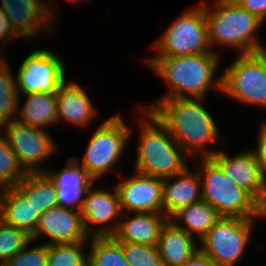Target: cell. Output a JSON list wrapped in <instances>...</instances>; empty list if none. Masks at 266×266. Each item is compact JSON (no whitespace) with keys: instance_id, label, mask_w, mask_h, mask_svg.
I'll list each match as a JSON object with an SVG mask.
<instances>
[{"instance_id":"cell-1","label":"cell","mask_w":266,"mask_h":266,"mask_svg":"<svg viewBox=\"0 0 266 266\" xmlns=\"http://www.w3.org/2000/svg\"><path fill=\"white\" fill-rule=\"evenodd\" d=\"M202 101V98H169L141 107L157 115L186 154L201 153L205 158L216 152L206 147L219 141L221 135L214 118L200 104Z\"/></svg>"},{"instance_id":"cell-2","label":"cell","mask_w":266,"mask_h":266,"mask_svg":"<svg viewBox=\"0 0 266 266\" xmlns=\"http://www.w3.org/2000/svg\"><path fill=\"white\" fill-rule=\"evenodd\" d=\"M219 60L218 53H198L178 57H151L145 59V62L169 83L166 94L158 99L163 101L169 98L204 99L212 85L221 91V76L215 77Z\"/></svg>"},{"instance_id":"cell-3","label":"cell","mask_w":266,"mask_h":266,"mask_svg":"<svg viewBox=\"0 0 266 266\" xmlns=\"http://www.w3.org/2000/svg\"><path fill=\"white\" fill-rule=\"evenodd\" d=\"M139 110L147 119L140 123L136 171L160 178L183 172L188 167L186 153L173 139L167 126L152 110L140 106Z\"/></svg>"},{"instance_id":"cell-4","label":"cell","mask_w":266,"mask_h":266,"mask_svg":"<svg viewBox=\"0 0 266 266\" xmlns=\"http://www.w3.org/2000/svg\"><path fill=\"white\" fill-rule=\"evenodd\" d=\"M203 6L208 24V40L210 47L214 44H224L234 47L239 54L254 53L266 50L265 45L260 44L256 31L263 22L255 15L250 14L233 0H216L214 11L205 1Z\"/></svg>"},{"instance_id":"cell-5","label":"cell","mask_w":266,"mask_h":266,"mask_svg":"<svg viewBox=\"0 0 266 266\" xmlns=\"http://www.w3.org/2000/svg\"><path fill=\"white\" fill-rule=\"evenodd\" d=\"M199 167L202 200L213 206L221 216L266 217V210L245 190L237 187L211 158H202Z\"/></svg>"},{"instance_id":"cell-6","label":"cell","mask_w":266,"mask_h":266,"mask_svg":"<svg viewBox=\"0 0 266 266\" xmlns=\"http://www.w3.org/2000/svg\"><path fill=\"white\" fill-rule=\"evenodd\" d=\"M131 132L118 114L109 117L98 126L87 145L80 165L94 181L100 180L108 171H114L122 177L113 167L122 157L131 138Z\"/></svg>"},{"instance_id":"cell-7","label":"cell","mask_w":266,"mask_h":266,"mask_svg":"<svg viewBox=\"0 0 266 266\" xmlns=\"http://www.w3.org/2000/svg\"><path fill=\"white\" fill-rule=\"evenodd\" d=\"M151 46L155 57H178L198 53H217L210 47L208 24L202 5L180 15Z\"/></svg>"},{"instance_id":"cell-8","label":"cell","mask_w":266,"mask_h":266,"mask_svg":"<svg viewBox=\"0 0 266 266\" xmlns=\"http://www.w3.org/2000/svg\"><path fill=\"white\" fill-rule=\"evenodd\" d=\"M221 92L239 103L266 107V50L237 55L221 75Z\"/></svg>"},{"instance_id":"cell-9","label":"cell","mask_w":266,"mask_h":266,"mask_svg":"<svg viewBox=\"0 0 266 266\" xmlns=\"http://www.w3.org/2000/svg\"><path fill=\"white\" fill-rule=\"evenodd\" d=\"M254 218L225 217L208 230L199 249L217 266H234L243 256Z\"/></svg>"},{"instance_id":"cell-10","label":"cell","mask_w":266,"mask_h":266,"mask_svg":"<svg viewBox=\"0 0 266 266\" xmlns=\"http://www.w3.org/2000/svg\"><path fill=\"white\" fill-rule=\"evenodd\" d=\"M61 59L51 50H33L20 64L15 76L18 94L57 93L66 81Z\"/></svg>"},{"instance_id":"cell-11","label":"cell","mask_w":266,"mask_h":266,"mask_svg":"<svg viewBox=\"0 0 266 266\" xmlns=\"http://www.w3.org/2000/svg\"><path fill=\"white\" fill-rule=\"evenodd\" d=\"M1 128L6 130L4 136L26 173L46 171L39 165L54 155L58 147L48 131L18 120L6 123Z\"/></svg>"},{"instance_id":"cell-12","label":"cell","mask_w":266,"mask_h":266,"mask_svg":"<svg viewBox=\"0 0 266 266\" xmlns=\"http://www.w3.org/2000/svg\"><path fill=\"white\" fill-rule=\"evenodd\" d=\"M92 187L93 184L87 189L81 209L85 231L90 237L112 236L118 227L119 218L123 217L118 192L116 188L112 193ZM113 221L116 222L112 225ZM91 224L97 227L92 228Z\"/></svg>"},{"instance_id":"cell-13","label":"cell","mask_w":266,"mask_h":266,"mask_svg":"<svg viewBox=\"0 0 266 266\" xmlns=\"http://www.w3.org/2000/svg\"><path fill=\"white\" fill-rule=\"evenodd\" d=\"M211 158L233 183L248 192L266 210V179L261 173L253 150L229 157L216 151Z\"/></svg>"},{"instance_id":"cell-14","label":"cell","mask_w":266,"mask_h":266,"mask_svg":"<svg viewBox=\"0 0 266 266\" xmlns=\"http://www.w3.org/2000/svg\"><path fill=\"white\" fill-rule=\"evenodd\" d=\"M49 237L46 244L88 242L81 211L73 208L55 206L40 215L32 241L41 236Z\"/></svg>"},{"instance_id":"cell-15","label":"cell","mask_w":266,"mask_h":266,"mask_svg":"<svg viewBox=\"0 0 266 266\" xmlns=\"http://www.w3.org/2000/svg\"><path fill=\"white\" fill-rule=\"evenodd\" d=\"M125 179L115 186L122 214L126 210L162 213L163 178L136 171L134 176Z\"/></svg>"},{"instance_id":"cell-16","label":"cell","mask_w":266,"mask_h":266,"mask_svg":"<svg viewBox=\"0 0 266 266\" xmlns=\"http://www.w3.org/2000/svg\"><path fill=\"white\" fill-rule=\"evenodd\" d=\"M1 4L0 9L6 14L20 37H37L38 32L40 30L42 32L43 29L48 32L46 29L51 30L52 21L56 20L53 8L50 7L51 3L49 5L42 0H1Z\"/></svg>"},{"instance_id":"cell-17","label":"cell","mask_w":266,"mask_h":266,"mask_svg":"<svg viewBox=\"0 0 266 266\" xmlns=\"http://www.w3.org/2000/svg\"><path fill=\"white\" fill-rule=\"evenodd\" d=\"M76 157L70 158L60 171L46 168L45 173L56 187L58 206L69 207L81 211L87 189L95 182L81 167Z\"/></svg>"},{"instance_id":"cell-18","label":"cell","mask_w":266,"mask_h":266,"mask_svg":"<svg viewBox=\"0 0 266 266\" xmlns=\"http://www.w3.org/2000/svg\"><path fill=\"white\" fill-rule=\"evenodd\" d=\"M200 188L202 186L198 169L192 172L187 167L179 174L163 178L162 213L169 218L178 209L200 201Z\"/></svg>"},{"instance_id":"cell-19","label":"cell","mask_w":266,"mask_h":266,"mask_svg":"<svg viewBox=\"0 0 266 266\" xmlns=\"http://www.w3.org/2000/svg\"><path fill=\"white\" fill-rule=\"evenodd\" d=\"M58 122L66 120L70 124L83 127L92 123L97 109L81 85L65 81L56 93Z\"/></svg>"},{"instance_id":"cell-20","label":"cell","mask_w":266,"mask_h":266,"mask_svg":"<svg viewBox=\"0 0 266 266\" xmlns=\"http://www.w3.org/2000/svg\"><path fill=\"white\" fill-rule=\"evenodd\" d=\"M169 218L164 213L144 212L119 221L112 235L119 242L157 246L163 226Z\"/></svg>"},{"instance_id":"cell-21","label":"cell","mask_w":266,"mask_h":266,"mask_svg":"<svg viewBox=\"0 0 266 266\" xmlns=\"http://www.w3.org/2000/svg\"><path fill=\"white\" fill-rule=\"evenodd\" d=\"M157 248L163 266H183L199 250L195 238L170 220L161 230Z\"/></svg>"},{"instance_id":"cell-22","label":"cell","mask_w":266,"mask_h":266,"mask_svg":"<svg viewBox=\"0 0 266 266\" xmlns=\"http://www.w3.org/2000/svg\"><path fill=\"white\" fill-rule=\"evenodd\" d=\"M0 191V219L7 225L23 229L32 235L40 214L15 187L3 188Z\"/></svg>"},{"instance_id":"cell-23","label":"cell","mask_w":266,"mask_h":266,"mask_svg":"<svg viewBox=\"0 0 266 266\" xmlns=\"http://www.w3.org/2000/svg\"><path fill=\"white\" fill-rule=\"evenodd\" d=\"M221 218L217 210L204 200L184 206L174 212L169 220L177 227L183 229L193 238L200 240L206 235L208 230ZM181 219V220H180ZM184 222L183 225L177 222Z\"/></svg>"},{"instance_id":"cell-24","label":"cell","mask_w":266,"mask_h":266,"mask_svg":"<svg viewBox=\"0 0 266 266\" xmlns=\"http://www.w3.org/2000/svg\"><path fill=\"white\" fill-rule=\"evenodd\" d=\"M21 108L18 106L17 120L21 123L45 129L49 125L58 123L56 93H31Z\"/></svg>"},{"instance_id":"cell-25","label":"cell","mask_w":266,"mask_h":266,"mask_svg":"<svg viewBox=\"0 0 266 266\" xmlns=\"http://www.w3.org/2000/svg\"><path fill=\"white\" fill-rule=\"evenodd\" d=\"M15 188L30 201L40 215L48 209L58 206L56 187L45 172L26 173Z\"/></svg>"},{"instance_id":"cell-26","label":"cell","mask_w":266,"mask_h":266,"mask_svg":"<svg viewBox=\"0 0 266 266\" xmlns=\"http://www.w3.org/2000/svg\"><path fill=\"white\" fill-rule=\"evenodd\" d=\"M1 54L2 53H0V127L6 123L17 120L16 116L19 114L18 106L20 101L16 78H14V74L11 73V69L8 67V61H6L3 54Z\"/></svg>"},{"instance_id":"cell-27","label":"cell","mask_w":266,"mask_h":266,"mask_svg":"<svg viewBox=\"0 0 266 266\" xmlns=\"http://www.w3.org/2000/svg\"><path fill=\"white\" fill-rule=\"evenodd\" d=\"M91 240V241H90ZM88 266H129L121 243L113 236H91Z\"/></svg>"},{"instance_id":"cell-28","label":"cell","mask_w":266,"mask_h":266,"mask_svg":"<svg viewBox=\"0 0 266 266\" xmlns=\"http://www.w3.org/2000/svg\"><path fill=\"white\" fill-rule=\"evenodd\" d=\"M87 242L47 244V266H88Z\"/></svg>"},{"instance_id":"cell-29","label":"cell","mask_w":266,"mask_h":266,"mask_svg":"<svg viewBox=\"0 0 266 266\" xmlns=\"http://www.w3.org/2000/svg\"><path fill=\"white\" fill-rule=\"evenodd\" d=\"M26 175L5 136H0V189L15 187Z\"/></svg>"},{"instance_id":"cell-30","label":"cell","mask_w":266,"mask_h":266,"mask_svg":"<svg viewBox=\"0 0 266 266\" xmlns=\"http://www.w3.org/2000/svg\"><path fill=\"white\" fill-rule=\"evenodd\" d=\"M32 241L31 235L0 219V266Z\"/></svg>"},{"instance_id":"cell-31","label":"cell","mask_w":266,"mask_h":266,"mask_svg":"<svg viewBox=\"0 0 266 266\" xmlns=\"http://www.w3.org/2000/svg\"><path fill=\"white\" fill-rule=\"evenodd\" d=\"M129 266H163L157 246L120 242Z\"/></svg>"},{"instance_id":"cell-32","label":"cell","mask_w":266,"mask_h":266,"mask_svg":"<svg viewBox=\"0 0 266 266\" xmlns=\"http://www.w3.org/2000/svg\"><path fill=\"white\" fill-rule=\"evenodd\" d=\"M17 252L12 258L8 259L2 266H47V244L41 243L38 246H28Z\"/></svg>"},{"instance_id":"cell-33","label":"cell","mask_w":266,"mask_h":266,"mask_svg":"<svg viewBox=\"0 0 266 266\" xmlns=\"http://www.w3.org/2000/svg\"><path fill=\"white\" fill-rule=\"evenodd\" d=\"M259 129L258 142L255 151L253 150L261 173L266 179V122Z\"/></svg>"},{"instance_id":"cell-34","label":"cell","mask_w":266,"mask_h":266,"mask_svg":"<svg viewBox=\"0 0 266 266\" xmlns=\"http://www.w3.org/2000/svg\"><path fill=\"white\" fill-rule=\"evenodd\" d=\"M20 36L15 32L6 14L0 9V41L10 42L12 40L18 39ZM6 39V40H5Z\"/></svg>"},{"instance_id":"cell-35","label":"cell","mask_w":266,"mask_h":266,"mask_svg":"<svg viewBox=\"0 0 266 266\" xmlns=\"http://www.w3.org/2000/svg\"><path fill=\"white\" fill-rule=\"evenodd\" d=\"M236 3L263 22V0H236Z\"/></svg>"},{"instance_id":"cell-36","label":"cell","mask_w":266,"mask_h":266,"mask_svg":"<svg viewBox=\"0 0 266 266\" xmlns=\"http://www.w3.org/2000/svg\"><path fill=\"white\" fill-rule=\"evenodd\" d=\"M183 266H217L200 249Z\"/></svg>"},{"instance_id":"cell-37","label":"cell","mask_w":266,"mask_h":266,"mask_svg":"<svg viewBox=\"0 0 266 266\" xmlns=\"http://www.w3.org/2000/svg\"><path fill=\"white\" fill-rule=\"evenodd\" d=\"M266 21V0H263V23Z\"/></svg>"},{"instance_id":"cell-38","label":"cell","mask_w":266,"mask_h":266,"mask_svg":"<svg viewBox=\"0 0 266 266\" xmlns=\"http://www.w3.org/2000/svg\"><path fill=\"white\" fill-rule=\"evenodd\" d=\"M70 1H72V3H73V2H78V1L80 2V0H70Z\"/></svg>"}]
</instances>
